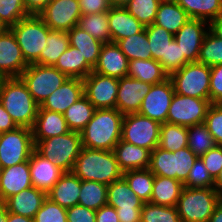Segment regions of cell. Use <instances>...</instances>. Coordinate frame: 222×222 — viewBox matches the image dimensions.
Instances as JSON below:
<instances>
[{
    "mask_svg": "<svg viewBox=\"0 0 222 222\" xmlns=\"http://www.w3.org/2000/svg\"><path fill=\"white\" fill-rule=\"evenodd\" d=\"M141 222H182L176 206L168 207L144 203L141 211Z\"/></svg>",
    "mask_w": 222,
    "mask_h": 222,
    "instance_id": "45",
    "label": "cell"
},
{
    "mask_svg": "<svg viewBox=\"0 0 222 222\" xmlns=\"http://www.w3.org/2000/svg\"><path fill=\"white\" fill-rule=\"evenodd\" d=\"M144 202L122 177L108 185L107 205L121 210L142 209Z\"/></svg>",
    "mask_w": 222,
    "mask_h": 222,
    "instance_id": "29",
    "label": "cell"
},
{
    "mask_svg": "<svg viewBox=\"0 0 222 222\" xmlns=\"http://www.w3.org/2000/svg\"><path fill=\"white\" fill-rule=\"evenodd\" d=\"M67 222H96V211L81 205L67 208Z\"/></svg>",
    "mask_w": 222,
    "mask_h": 222,
    "instance_id": "54",
    "label": "cell"
},
{
    "mask_svg": "<svg viewBox=\"0 0 222 222\" xmlns=\"http://www.w3.org/2000/svg\"><path fill=\"white\" fill-rule=\"evenodd\" d=\"M187 138L189 149L197 157L203 156L216 145L205 123L187 127Z\"/></svg>",
    "mask_w": 222,
    "mask_h": 222,
    "instance_id": "43",
    "label": "cell"
},
{
    "mask_svg": "<svg viewBox=\"0 0 222 222\" xmlns=\"http://www.w3.org/2000/svg\"><path fill=\"white\" fill-rule=\"evenodd\" d=\"M210 67L199 62L187 63L173 72L172 80L176 94L187 97L210 99Z\"/></svg>",
    "mask_w": 222,
    "mask_h": 222,
    "instance_id": "8",
    "label": "cell"
},
{
    "mask_svg": "<svg viewBox=\"0 0 222 222\" xmlns=\"http://www.w3.org/2000/svg\"><path fill=\"white\" fill-rule=\"evenodd\" d=\"M122 177L144 203L150 202L155 175L148 168L124 171Z\"/></svg>",
    "mask_w": 222,
    "mask_h": 222,
    "instance_id": "41",
    "label": "cell"
},
{
    "mask_svg": "<svg viewBox=\"0 0 222 222\" xmlns=\"http://www.w3.org/2000/svg\"><path fill=\"white\" fill-rule=\"evenodd\" d=\"M116 44L129 61L152 59L151 48L145 29L138 34L118 40Z\"/></svg>",
    "mask_w": 222,
    "mask_h": 222,
    "instance_id": "38",
    "label": "cell"
},
{
    "mask_svg": "<svg viewBox=\"0 0 222 222\" xmlns=\"http://www.w3.org/2000/svg\"><path fill=\"white\" fill-rule=\"evenodd\" d=\"M95 111L96 108L83 95L63 115L71 131L81 132L91 120Z\"/></svg>",
    "mask_w": 222,
    "mask_h": 222,
    "instance_id": "37",
    "label": "cell"
},
{
    "mask_svg": "<svg viewBox=\"0 0 222 222\" xmlns=\"http://www.w3.org/2000/svg\"><path fill=\"white\" fill-rule=\"evenodd\" d=\"M108 21L112 42L133 36L145 29L125 7H111L108 11Z\"/></svg>",
    "mask_w": 222,
    "mask_h": 222,
    "instance_id": "24",
    "label": "cell"
},
{
    "mask_svg": "<svg viewBox=\"0 0 222 222\" xmlns=\"http://www.w3.org/2000/svg\"><path fill=\"white\" fill-rule=\"evenodd\" d=\"M151 84L125 76L119 78L116 109L122 113H138Z\"/></svg>",
    "mask_w": 222,
    "mask_h": 222,
    "instance_id": "18",
    "label": "cell"
},
{
    "mask_svg": "<svg viewBox=\"0 0 222 222\" xmlns=\"http://www.w3.org/2000/svg\"><path fill=\"white\" fill-rule=\"evenodd\" d=\"M83 95V79L68 78L61 87L45 99L39 108L64 114Z\"/></svg>",
    "mask_w": 222,
    "mask_h": 222,
    "instance_id": "20",
    "label": "cell"
},
{
    "mask_svg": "<svg viewBox=\"0 0 222 222\" xmlns=\"http://www.w3.org/2000/svg\"><path fill=\"white\" fill-rule=\"evenodd\" d=\"M51 30L66 31L82 16L78 0H51L38 15Z\"/></svg>",
    "mask_w": 222,
    "mask_h": 222,
    "instance_id": "14",
    "label": "cell"
},
{
    "mask_svg": "<svg viewBox=\"0 0 222 222\" xmlns=\"http://www.w3.org/2000/svg\"><path fill=\"white\" fill-rule=\"evenodd\" d=\"M28 15L23 0H0V22L5 28H10Z\"/></svg>",
    "mask_w": 222,
    "mask_h": 222,
    "instance_id": "47",
    "label": "cell"
},
{
    "mask_svg": "<svg viewBox=\"0 0 222 222\" xmlns=\"http://www.w3.org/2000/svg\"><path fill=\"white\" fill-rule=\"evenodd\" d=\"M77 26L103 44L112 42L108 12L82 15Z\"/></svg>",
    "mask_w": 222,
    "mask_h": 222,
    "instance_id": "39",
    "label": "cell"
},
{
    "mask_svg": "<svg viewBox=\"0 0 222 222\" xmlns=\"http://www.w3.org/2000/svg\"><path fill=\"white\" fill-rule=\"evenodd\" d=\"M189 19L186 11L174 0H162L154 24L175 35Z\"/></svg>",
    "mask_w": 222,
    "mask_h": 222,
    "instance_id": "28",
    "label": "cell"
},
{
    "mask_svg": "<svg viewBox=\"0 0 222 222\" xmlns=\"http://www.w3.org/2000/svg\"><path fill=\"white\" fill-rule=\"evenodd\" d=\"M4 80H5V77L0 73V87L2 86V83Z\"/></svg>",
    "mask_w": 222,
    "mask_h": 222,
    "instance_id": "66",
    "label": "cell"
},
{
    "mask_svg": "<svg viewBox=\"0 0 222 222\" xmlns=\"http://www.w3.org/2000/svg\"><path fill=\"white\" fill-rule=\"evenodd\" d=\"M174 94V85L170 78L162 83L152 85L149 93L142 100L138 113L161 124L166 123L168 110Z\"/></svg>",
    "mask_w": 222,
    "mask_h": 222,
    "instance_id": "15",
    "label": "cell"
},
{
    "mask_svg": "<svg viewBox=\"0 0 222 222\" xmlns=\"http://www.w3.org/2000/svg\"><path fill=\"white\" fill-rule=\"evenodd\" d=\"M113 152L119 168L123 172L149 168L151 151L148 149L135 146L121 139L115 145Z\"/></svg>",
    "mask_w": 222,
    "mask_h": 222,
    "instance_id": "26",
    "label": "cell"
},
{
    "mask_svg": "<svg viewBox=\"0 0 222 222\" xmlns=\"http://www.w3.org/2000/svg\"><path fill=\"white\" fill-rule=\"evenodd\" d=\"M161 123L139 113L125 114L121 139L150 151L159 145Z\"/></svg>",
    "mask_w": 222,
    "mask_h": 222,
    "instance_id": "11",
    "label": "cell"
},
{
    "mask_svg": "<svg viewBox=\"0 0 222 222\" xmlns=\"http://www.w3.org/2000/svg\"><path fill=\"white\" fill-rule=\"evenodd\" d=\"M28 66L15 35L5 28L0 32V73L5 78L19 77Z\"/></svg>",
    "mask_w": 222,
    "mask_h": 222,
    "instance_id": "16",
    "label": "cell"
},
{
    "mask_svg": "<svg viewBox=\"0 0 222 222\" xmlns=\"http://www.w3.org/2000/svg\"><path fill=\"white\" fill-rule=\"evenodd\" d=\"M132 0H108L111 7H126Z\"/></svg>",
    "mask_w": 222,
    "mask_h": 222,
    "instance_id": "65",
    "label": "cell"
},
{
    "mask_svg": "<svg viewBox=\"0 0 222 222\" xmlns=\"http://www.w3.org/2000/svg\"><path fill=\"white\" fill-rule=\"evenodd\" d=\"M197 158L189 147L177 150L176 152L156 147L151 151L148 169L154 175L177 179L184 183Z\"/></svg>",
    "mask_w": 222,
    "mask_h": 222,
    "instance_id": "7",
    "label": "cell"
},
{
    "mask_svg": "<svg viewBox=\"0 0 222 222\" xmlns=\"http://www.w3.org/2000/svg\"><path fill=\"white\" fill-rule=\"evenodd\" d=\"M184 184L177 179L155 175L150 203L161 206H176Z\"/></svg>",
    "mask_w": 222,
    "mask_h": 222,
    "instance_id": "30",
    "label": "cell"
},
{
    "mask_svg": "<svg viewBox=\"0 0 222 222\" xmlns=\"http://www.w3.org/2000/svg\"><path fill=\"white\" fill-rule=\"evenodd\" d=\"M29 167L32 186L46 194L65 173L51 160L39 154L35 149L31 153Z\"/></svg>",
    "mask_w": 222,
    "mask_h": 222,
    "instance_id": "19",
    "label": "cell"
},
{
    "mask_svg": "<svg viewBox=\"0 0 222 222\" xmlns=\"http://www.w3.org/2000/svg\"><path fill=\"white\" fill-rule=\"evenodd\" d=\"M51 0H23L24 7L29 15H39Z\"/></svg>",
    "mask_w": 222,
    "mask_h": 222,
    "instance_id": "59",
    "label": "cell"
},
{
    "mask_svg": "<svg viewBox=\"0 0 222 222\" xmlns=\"http://www.w3.org/2000/svg\"><path fill=\"white\" fill-rule=\"evenodd\" d=\"M54 67L68 78L84 79L93 71V67L82 57L79 50L70 45L59 57Z\"/></svg>",
    "mask_w": 222,
    "mask_h": 222,
    "instance_id": "31",
    "label": "cell"
},
{
    "mask_svg": "<svg viewBox=\"0 0 222 222\" xmlns=\"http://www.w3.org/2000/svg\"><path fill=\"white\" fill-rule=\"evenodd\" d=\"M200 158L204 162L211 177L215 180L222 169V146L215 145Z\"/></svg>",
    "mask_w": 222,
    "mask_h": 222,
    "instance_id": "51",
    "label": "cell"
},
{
    "mask_svg": "<svg viewBox=\"0 0 222 222\" xmlns=\"http://www.w3.org/2000/svg\"><path fill=\"white\" fill-rule=\"evenodd\" d=\"M213 188L222 195V169L220 170V173L214 180Z\"/></svg>",
    "mask_w": 222,
    "mask_h": 222,
    "instance_id": "63",
    "label": "cell"
},
{
    "mask_svg": "<svg viewBox=\"0 0 222 222\" xmlns=\"http://www.w3.org/2000/svg\"><path fill=\"white\" fill-rule=\"evenodd\" d=\"M210 102H222V64L210 67Z\"/></svg>",
    "mask_w": 222,
    "mask_h": 222,
    "instance_id": "53",
    "label": "cell"
},
{
    "mask_svg": "<svg viewBox=\"0 0 222 222\" xmlns=\"http://www.w3.org/2000/svg\"><path fill=\"white\" fill-rule=\"evenodd\" d=\"M8 210L4 202H0V222H7Z\"/></svg>",
    "mask_w": 222,
    "mask_h": 222,
    "instance_id": "64",
    "label": "cell"
},
{
    "mask_svg": "<svg viewBox=\"0 0 222 222\" xmlns=\"http://www.w3.org/2000/svg\"><path fill=\"white\" fill-rule=\"evenodd\" d=\"M46 198L45 192L32 186L10 196L4 203L9 213L33 219Z\"/></svg>",
    "mask_w": 222,
    "mask_h": 222,
    "instance_id": "23",
    "label": "cell"
},
{
    "mask_svg": "<svg viewBox=\"0 0 222 222\" xmlns=\"http://www.w3.org/2000/svg\"><path fill=\"white\" fill-rule=\"evenodd\" d=\"M0 103L18 127L33 128L39 105L20 77L5 78L0 87Z\"/></svg>",
    "mask_w": 222,
    "mask_h": 222,
    "instance_id": "2",
    "label": "cell"
},
{
    "mask_svg": "<svg viewBox=\"0 0 222 222\" xmlns=\"http://www.w3.org/2000/svg\"><path fill=\"white\" fill-rule=\"evenodd\" d=\"M7 222H34L33 219L8 212Z\"/></svg>",
    "mask_w": 222,
    "mask_h": 222,
    "instance_id": "62",
    "label": "cell"
},
{
    "mask_svg": "<svg viewBox=\"0 0 222 222\" xmlns=\"http://www.w3.org/2000/svg\"><path fill=\"white\" fill-rule=\"evenodd\" d=\"M19 77L39 106L68 79L54 66L35 63L29 64Z\"/></svg>",
    "mask_w": 222,
    "mask_h": 222,
    "instance_id": "9",
    "label": "cell"
},
{
    "mask_svg": "<svg viewBox=\"0 0 222 222\" xmlns=\"http://www.w3.org/2000/svg\"><path fill=\"white\" fill-rule=\"evenodd\" d=\"M206 33L200 48L198 61L209 67L222 64V40L219 39L210 29Z\"/></svg>",
    "mask_w": 222,
    "mask_h": 222,
    "instance_id": "44",
    "label": "cell"
},
{
    "mask_svg": "<svg viewBox=\"0 0 222 222\" xmlns=\"http://www.w3.org/2000/svg\"><path fill=\"white\" fill-rule=\"evenodd\" d=\"M207 22L202 19L190 18L174 35V39L181 50V58L186 63L198 61L202 42L208 32L204 28L209 25Z\"/></svg>",
    "mask_w": 222,
    "mask_h": 222,
    "instance_id": "17",
    "label": "cell"
},
{
    "mask_svg": "<svg viewBox=\"0 0 222 222\" xmlns=\"http://www.w3.org/2000/svg\"><path fill=\"white\" fill-rule=\"evenodd\" d=\"M82 15L108 12L111 8L108 0H78Z\"/></svg>",
    "mask_w": 222,
    "mask_h": 222,
    "instance_id": "55",
    "label": "cell"
},
{
    "mask_svg": "<svg viewBox=\"0 0 222 222\" xmlns=\"http://www.w3.org/2000/svg\"><path fill=\"white\" fill-rule=\"evenodd\" d=\"M151 48L152 59L158 61L166 72V51L174 35L154 23L145 27Z\"/></svg>",
    "mask_w": 222,
    "mask_h": 222,
    "instance_id": "36",
    "label": "cell"
},
{
    "mask_svg": "<svg viewBox=\"0 0 222 222\" xmlns=\"http://www.w3.org/2000/svg\"><path fill=\"white\" fill-rule=\"evenodd\" d=\"M128 66L129 60L116 43H104L93 72L119 79L127 76Z\"/></svg>",
    "mask_w": 222,
    "mask_h": 222,
    "instance_id": "21",
    "label": "cell"
},
{
    "mask_svg": "<svg viewBox=\"0 0 222 222\" xmlns=\"http://www.w3.org/2000/svg\"><path fill=\"white\" fill-rule=\"evenodd\" d=\"M190 18L211 22L222 15V0H174ZM210 20V21H209Z\"/></svg>",
    "mask_w": 222,
    "mask_h": 222,
    "instance_id": "35",
    "label": "cell"
},
{
    "mask_svg": "<svg viewBox=\"0 0 222 222\" xmlns=\"http://www.w3.org/2000/svg\"><path fill=\"white\" fill-rule=\"evenodd\" d=\"M96 222H120L116 209L109 205L102 206L96 210Z\"/></svg>",
    "mask_w": 222,
    "mask_h": 222,
    "instance_id": "56",
    "label": "cell"
},
{
    "mask_svg": "<svg viewBox=\"0 0 222 222\" xmlns=\"http://www.w3.org/2000/svg\"><path fill=\"white\" fill-rule=\"evenodd\" d=\"M81 179L73 172H65L47 193V198L64 208L78 205Z\"/></svg>",
    "mask_w": 222,
    "mask_h": 222,
    "instance_id": "27",
    "label": "cell"
},
{
    "mask_svg": "<svg viewBox=\"0 0 222 222\" xmlns=\"http://www.w3.org/2000/svg\"><path fill=\"white\" fill-rule=\"evenodd\" d=\"M69 42L68 32L51 30L47 36L46 47L34 63L38 65L54 66L59 57L69 47Z\"/></svg>",
    "mask_w": 222,
    "mask_h": 222,
    "instance_id": "34",
    "label": "cell"
},
{
    "mask_svg": "<svg viewBox=\"0 0 222 222\" xmlns=\"http://www.w3.org/2000/svg\"><path fill=\"white\" fill-rule=\"evenodd\" d=\"M5 29V27L2 25V23L0 22V32L3 31Z\"/></svg>",
    "mask_w": 222,
    "mask_h": 222,
    "instance_id": "67",
    "label": "cell"
},
{
    "mask_svg": "<svg viewBox=\"0 0 222 222\" xmlns=\"http://www.w3.org/2000/svg\"><path fill=\"white\" fill-rule=\"evenodd\" d=\"M186 188L213 187L214 179L211 177L204 162L198 157L189 171L187 180L183 183Z\"/></svg>",
    "mask_w": 222,
    "mask_h": 222,
    "instance_id": "48",
    "label": "cell"
},
{
    "mask_svg": "<svg viewBox=\"0 0 222 222\" xmlns=\"http://www.w3.org/2000/svg\"><path fill=\"white\" fill-rule=\"evenodd\" d=\"M209 23V29L222 40V15Z\"/></svg>",
    "mask_w": 222,
    "mask_h": 222,
    "instance_id": "60",
    "label": "cell"
},
{
    "mask_svg": "<svg viewBox=\"0 0 222 222\" xmlns=\"http://www.w3.org/2000/svg\"><path fill=\"white\" fill-rule=\"evenodd\" d=\"M108 185L96 181L81 180L78 205L94 211L107 205Z\"/></svg>",
    "mask_w": 222,
    "mask_h": 222,
    "instance_id": "40",
    "label": "cell"
},
{
    "mask_svg": "<svg viewBox=\"0 0 222 222\" xmlns=\"http://www.w3.org/2000/svg\"><path fill=\"white\" fill-rule=\"evenodd\" d=\"M72 172L81 180L96 181L106 185L123 176L113 151L86 147L82 148Z\"/></svg>",
    "mask_w": 222,
    "mask_h": 222,
    "instance_id": "3",
    "label": "cell"
},
{
    "mask_svg": "<svg viewBox=\"0 0 222 222\" xmlns=\"http://www.w3.org/2000/svg\"><path fill=\"white\" fill-rule=\"evenodd\" d=\"M84 95L96 109L116 108L119 79L91 72L83 79Z\"/></svg>",
    "mask_w": 222,
    "mask_h": 222,
    "instance_id": "13",
    "label": "cell"
},
{
    "mask_svg": "<svg viewBox=\"0 0 222 222\" xmlns=\"http://www.w3.org/2000/svg\"><path fill=\"white\" fill-rule=\"evenodd\" d=\"M35 149L33 132L28 127H17L15 130L0 134V166L8 168L26 162Z\"/></svg>",
    "mask_w": 222,
    "mask_h": 222,
    "instance_id": "10",
    "label": "cell"
},
{
    "mask_svg": "<svg viewBox=\"0 0 222 222\" xmlns=\"http://www.w3.org/2000/svg\"><path fill=\"white\" fill-rule=\"evenodd\" d=\"M18 126L12 120L8 112L0 103V134L7 131L15 130Z\"/></svg>",
    "mask_w": 222,
    "mask_h": 222,
    "instance_id": "57",
    "label": "cell"
},
{
    "mask_svg": "<svg viewBox=\"0 0 222 222\" xmlns=\"http://www.w3.org/2000/svg\"><path fill=\"white\" fill-rule=\"evenodd\" d=\"M205 125L208 131L212 134L216 145L222 146V104L213 103L210 105L206 118Z\"/></svg>",
    "mask_w": 222,
    "mask_h": 222,
    "instance_id": "50",
    "label": "cell"
},
{
    "mask_svg": "<svg viewBox=\"0 0 222 222\" xmlns=\"http://www.w3.org/2000/svg\"><path fill=\"white\" fill-rule=\"evenodd\" d=\"M161 1L162 0H132L125 8L146 27L154 23Z\"/></svg>",
    "mask_w": 222,
    "mask_h": 222,
    "instance_id": "46",
    "label": "cell"
},
{
    "mask_svg": "<svg viewBox=\"0 0 222 222\" xmlns=\"http://www.w3.org/2000/svg\"><path fill=\"white\" fill-rule=\"evenodd\" d=\"M142 209L121 210L116 209L120 222H141Z\"/></svg>",
    "mask_w": 222,
    "mask_h": 222,
    "instance_id": "58",
    "label": "cell"
},
{
    "mask_svg": "<svg viewBox=\"0 0 222 222\" xmlns=\"http://www.w3.org/2000/svg\"><path fill=\"white\" fill-rule=\"evenodd\" d=\"M187 63L181 58V50L175 39L172 40L166 51V73L170 76L180 70Z\"/></svg>",
    "mask_w": 222,
    "mask_h": 222,
    "instance_id": "52",
    "label": "cell"
},
{
    "mask_svg": "<svg viewBox=\"0 0 222 222\" xmlns=\"http://www.w3.org/2000/svg\"><path fill=\"white\" fill-rule=\"evenodd\" d=\"M127 76L151 85L162 83L169 78L162 65L154 59L129 61Z\"/></svg>",
    "mask_w": 222,
    "mask_h": 222,
    "instance_id": "32",
    "label": "cell"
},
{
    "mask_svg": "<svg viewBox=\"0 0 222 222\" xmlns=\"http://www.w3.org/2000/svg\"><path fill=\"white\" fill-rule=\"evenodd\" d=\"M220 201L221 195L213 187H184L176 209L182 222H208Z\"/></svg>",
    "mask_w": 222,
    "mask_h": 222,
    "instance_id": "4",
    "label": "cell"
},
{
    "mask_svg": "<svg viewBox=\"0 0 222 222\" xmlns=\"http://www.w3.org/2000/svg\"><path fill=\"white\" fill-rule=\"evenodd\" d=\"M28 64L34 63L46 47L51 29L38 15H28L10 27Z\"/></svg>",
    "mask_w": 222,
    "mask_h": 222,
    "instance_id": "6",
    "label": "cell"
},
{
    "mask_svg": "<svg viewBox=\"0 0 222 222\" xmlns=\"http://www.w3.org/2000/svg\"><path fill=\"white\" fill-rule=\"evenodd\" d=\"M35 150L64 172H72L83 146L80 132L70 131L43 140H33Z\"/></svg>",
    "mask_w": 222,
    "mask_h": 222,
    "instance_id": "5",
    "label": "cell"
},
{
    "mask_svg": "<svg viewBox=\"0 0 222 222\" xmlns=\"http://www.w3.org/2000/svg\"><path fill=\"white\" fill-rule=\"evenodd\" d=\"M70 131L62 113L38 108L36 121L32 128L33 140L64 135Z\"/></svg>",
    "mask_w": 222,
    "mask_h": 222,
    "instance_id": "25",
    "label": "cell"
},
{
    "mask_svg": "<svg viewBox=\"0 0 222 222\" xmlns=\"http://www.w3.org/2000/svg\"><path fill=\"white\" fill-rule=\"evenodd\" d=\"M70 46L79 50V53L94 68L97 64L103 43L94 39L89 33L78 26L68 31Z\"/></svg>",
    "mask_w": 222,
    "mask_h": 222,
    "instance_id": "33",
    "label": "cell"
},
{
    "mask_svg": "<svg viewBox=\"0 0 222 222\" xmlns=\"http://www.w3.org/2000/svg\"><path fill=\"white\" fill-rule=\"evenodd\" d=\"M67 208L46 198L35 214L34 222H67Z\"/></svg>",
    "mask_w": 222,
    "mask_h": 222,
    "instance_id": "49",
    "label": "cell"
},
{
    "mask_svg": "<svg viewBox=\"0 0 222 222\" xmlns=\"http://www.w3.org/2000/svg\"><path fill=\"white\" fill-rule=\"evenodd\" d=\"M124 115L116 108L96 109L93 117L80 132L82 146L113 151L121 140Z\"/></svg>",
    "mask_w": 222,
    "mask_h": 222,
    "instance_id": "1",
    "label": "cell"
},
{
    "mask_svg": "<svg viewBox=\"0 0 222 222\" xmlns=\"http://www.w3.org/2000/svg\"><path fill=\"white\" fill-rule=\"evenodd\" d=\"M210 99H200L174 94L168 110L167 123L192 126L205 122Z\"/></svg>",
    "mask_w": 222,
    "mask_h": 222,
    "instance_id": "12",
    "label": "cell"
},
{
    "mask_svg": "<svg viewBox=\"0 0 222 222\" xmlns=\"http://www.w3.org/2000/svg\"><path fill=\"white\" fill-rule=\"evenodd\" d=\"M32 187L29 160L8 168H2L0 174V202L10 196Z\"/></svg>",
    "mask_w": 222,
    "mask_h": 222,
    "instance_id": "22",
    "label": "cell"
},
{
    "mask_svg": "<svg viewBox=\"0 0 222 222\" xmlns=\"http://www.w3.org/2000/svg\"><path fill=\"white\" fill-rule=\"evenodd\" d=\"M208 222H222V201L216 206Z\"/></svg>",
    "mask_w": 222,
    "mask_h": 222,
    "instance_id": "61",
    "label": "cell"
},
{
    "mask_svg": "<svg viewBox=\"0 0 222 222\" xmlns=\"http://www.w3.org/2000/svg\"><path fill=\"white\" fill-rule=\"evenodd\" d=\"M158 147L170 152L188 147L187 127L167 122L162 123Z\"/></svg>",
    "mask_w": 222,
    "mask_h": 222,
    "instance_id": "42",
    "label": "cell"
}]
</instances>
